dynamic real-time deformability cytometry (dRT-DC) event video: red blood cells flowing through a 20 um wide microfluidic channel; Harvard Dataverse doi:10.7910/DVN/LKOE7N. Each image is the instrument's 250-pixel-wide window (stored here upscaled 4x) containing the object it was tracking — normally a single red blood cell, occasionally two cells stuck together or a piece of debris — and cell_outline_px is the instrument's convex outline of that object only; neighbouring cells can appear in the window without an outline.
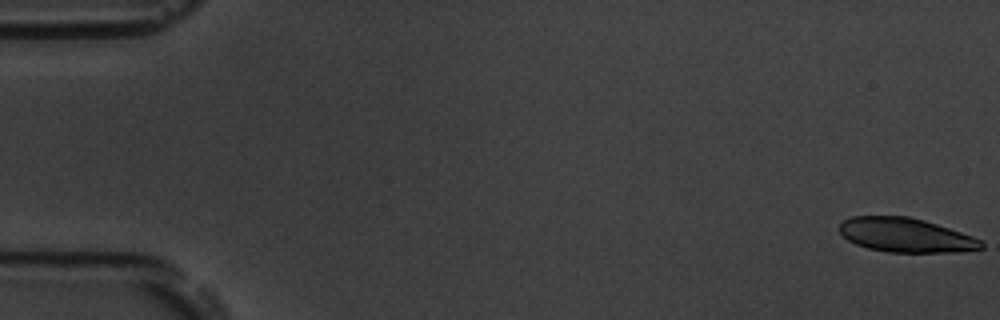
{"species": "common noctule bat (a hibernating species)", "species_latin": "Nyctalus noctula", "temperature_condition": "room temperature", "stored_images_in_passage": 56, "camera_frame_rate_fps": 3000, "um_per_image_px": 0.085, "animal": {"sex": "male", "body_mass_g": 19.5, "forearm_length_mm": 54.6}, "frame": {"image": 1, "passage_image": 1, "time_ms": 0.0, "image_size_px": [1000, 320], "cell_outline_px": [[984, 248], [960, 252], [888, 252], [868, 248], [856, 244], [848, 240], [836, 228], [844, 220], [852, 216], [908, 216], [924, 220], [972, 236], [980, 240], [984, 244]], "centroid_in_image_um": [76.97, 19.99], "position_along_channel_um": 8.0, "area_um2": 28.21}}
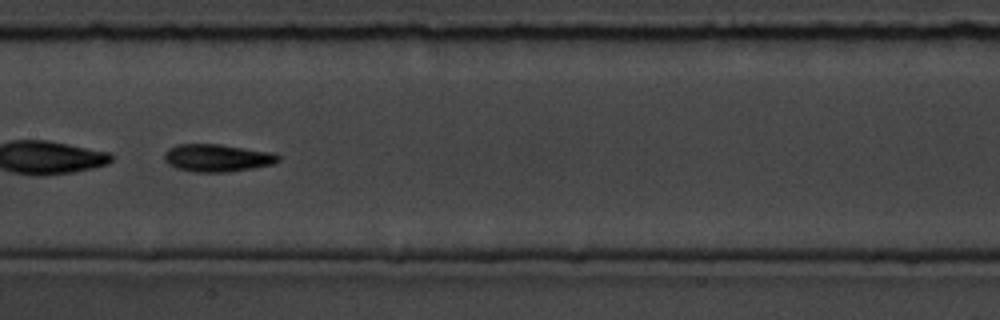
{"frame": {"image": 2, "passage_image": 29, "time_ms": 9.333, "image_size_px": [1000, 320], "cell_outline_px": [[280, 160], [272, 164], [252, 168], [228, 172], [196, 172], [176, 168], [168, 164], [164, 160], [164, 152], [168, 148], [176, 144], [220, 144], [272, 152], [280, 156]], "centroid_in_image_um": [18.43, 13.41], "position_along_channel_um": 189.0, "area_um2": 18.38}, "authors_computed_cell_mechanics": {"area_um2": 23.2934, "velocity_mm_per_s": 3.6265, "shape_relaxation_time_tau1_ms": 2.6265, "shape_relaxation_time_tau2_ms": 2.2, "deformation_change_tau1": 0.1645, "deformation_change_tau2": 0.0957}}